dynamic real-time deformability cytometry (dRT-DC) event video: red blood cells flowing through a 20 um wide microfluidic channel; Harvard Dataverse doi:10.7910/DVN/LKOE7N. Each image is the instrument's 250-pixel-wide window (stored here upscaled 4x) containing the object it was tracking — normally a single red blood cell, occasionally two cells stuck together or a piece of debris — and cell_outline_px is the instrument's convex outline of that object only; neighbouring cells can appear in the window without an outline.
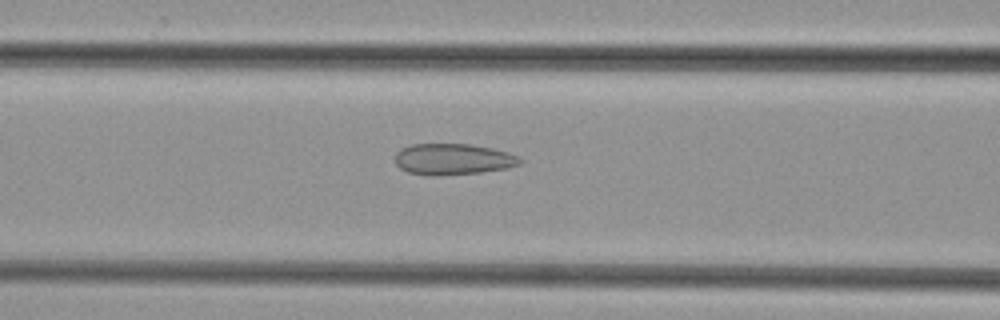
{"species": "common noctule bat (a hibernating species)", "species_latin": "Nyctalus noctula", "temperature_condition": "cold", "stored_images_in_passage": 46, "camera_frame_rate_fps": 3000, "um_per_image_px": 0.085, "animal": {"sex": "female", "body_mass_g": 29.2, "forearm_length_mm": 56.3}, "frame": {"image": 1, "passage_image": 20, "time_ms": 6.333, "image_size_px": [1000, 320], "cell_outline_px": [[524, 160], [520, 164], [508, 168], [480, 172], [428, 176], [408, 172], [400, 168], [396, 164], [396, 152], [400, 148], [412, 144], [468, 144], [492, 148], [508, 152]], "centroid_in_image_um": [38.49, 13.53], "position_along_channel_um": 128.1, "area_um2": 22.66}}
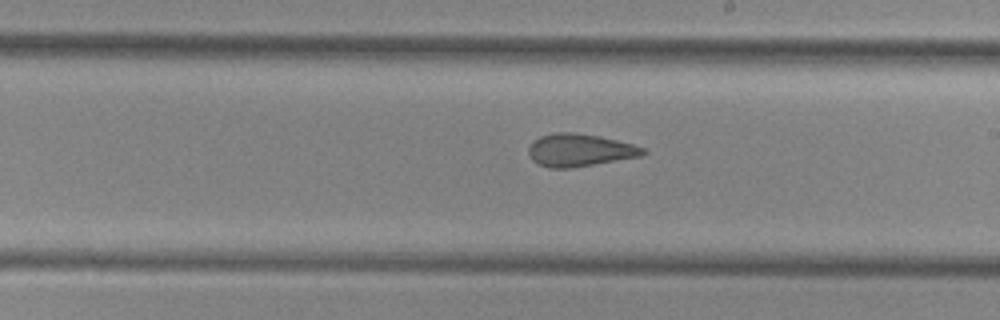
{"frame": {"image": 2, "passage_image": 28, "time_ms": 9.0, "image_size_px": [1000, 320], "cell_outline_px": [[648, 152], [640, 156], [572, 168], [548, 168], [532, 160], [528, 152], [528, 148], [532, 140], [540, 136], [556, 132], [576, 132], [600, 136], [632, 144], [644, 148]], "centroid_in_image_um": [49.24, 12.75], "position_along_channel_um": 239.8, "area_um2": 21.79}}
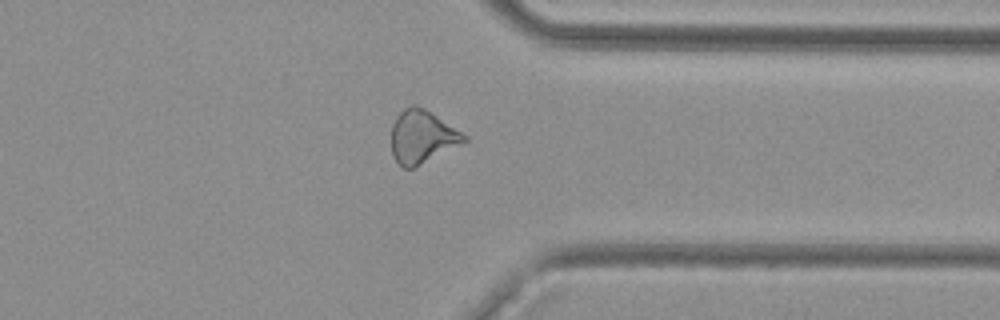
{"frame": {"image": 3, "passage_image": 38, "time_ms": 12.333, "image_size_px": [1000, 320], "cell_outline_px": [[468, 140], [412, 168], [400, 168], [392, 156], [392, 124], [396, 116], [404, 108], [412, 104], [416, 104], [424, 108], [468, 136]], "centroid_in_image_um": [35.84, 11.61], "position_along_channel_um": 375.6, "area_um2": 22.25}}